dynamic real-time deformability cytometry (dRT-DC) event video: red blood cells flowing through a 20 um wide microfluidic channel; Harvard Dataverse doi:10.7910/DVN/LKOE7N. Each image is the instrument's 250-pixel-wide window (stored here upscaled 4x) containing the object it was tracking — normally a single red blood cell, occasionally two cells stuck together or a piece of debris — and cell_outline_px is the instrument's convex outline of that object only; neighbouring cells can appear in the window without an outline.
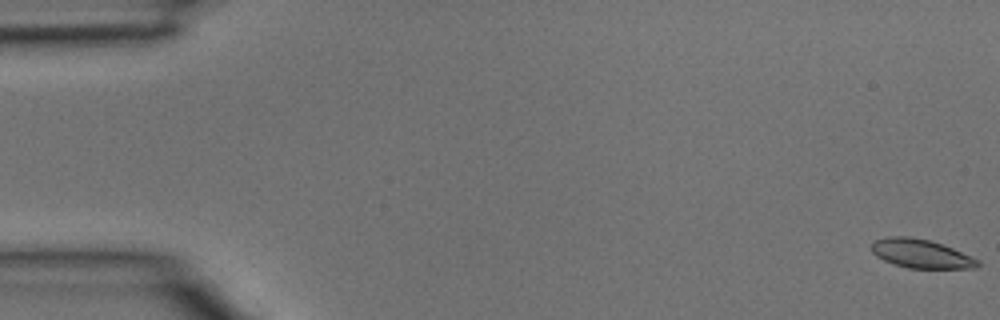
{"species": "common noctule bat (a hibernating species)", "species_latin": "Nyctalus noctula", "temperature_condition": "room temperature", "stored_images_in_passage": 41, "camera_frame_rate_fps": 3000, "um_per_image_px": 0.085, "animal": {"sex": "male", "body_mass_g": 15.6}, "frame": {"image": 1, "passage_image": 1, "time_ms": 0.0, "image_size_px": [1000, 320], "cell_outline_px": [[980, 264], [976, 268], [908, 268], [884, 260], [876, 256], [872, 252], [872, 240], [888, 236], [908, 236], [928, 240], [952, 248], [972, 256], [980, 260]], "centroid_in_image_um": [78.28, 21.56], "position_along_channel_um": 6.7, "area_um2": 17.74}}
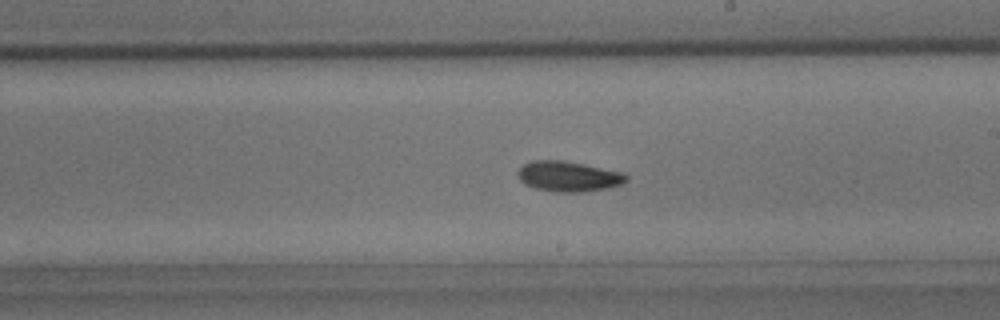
{"frame": {"image": 2, "passage_image": 24, "time_ms": 7.667, "image_size_px": [1000, 320], "cell_outline_px": [[628, 180], [620, 184], [608, 188], [584, 192], [556, 192], [536, 188], [524, 184], [520, 180], [516, 172], [524, 164], [532, 160], [560, 160], [584, 164], [624, 172], [628, 176]], "centroid_in_image_um": [48.32, 14.99], "position_along_channel_um": 240.7, "area_um2": 19.25}}
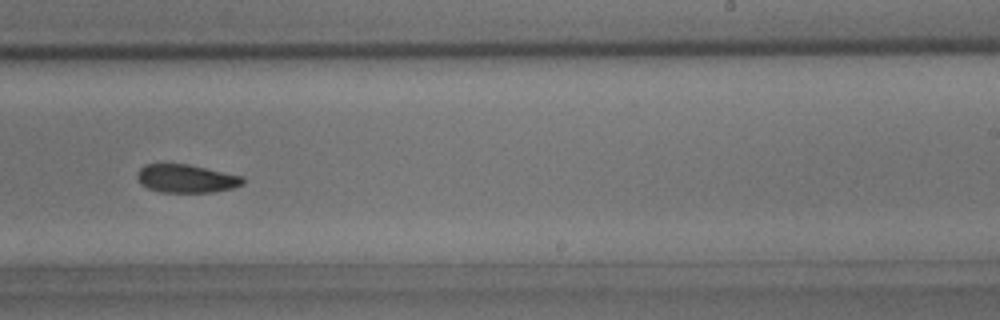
{"frame": {"image": 3, "passage_image": 26, "time_ms": 8.333, "image_size_px": [1000, 320], "cell_outline_px": [[244, 184], [232, 188], [212, 192], [160, 192], [148, 188], [140, 184], [136, 176], [136, 172], [144, 164], [188, 164], [244, 176]], "centroid_in_image_um": [15.82, 15.17], "position_along_channel_um": 273.2, "area_um2": 17.51}}